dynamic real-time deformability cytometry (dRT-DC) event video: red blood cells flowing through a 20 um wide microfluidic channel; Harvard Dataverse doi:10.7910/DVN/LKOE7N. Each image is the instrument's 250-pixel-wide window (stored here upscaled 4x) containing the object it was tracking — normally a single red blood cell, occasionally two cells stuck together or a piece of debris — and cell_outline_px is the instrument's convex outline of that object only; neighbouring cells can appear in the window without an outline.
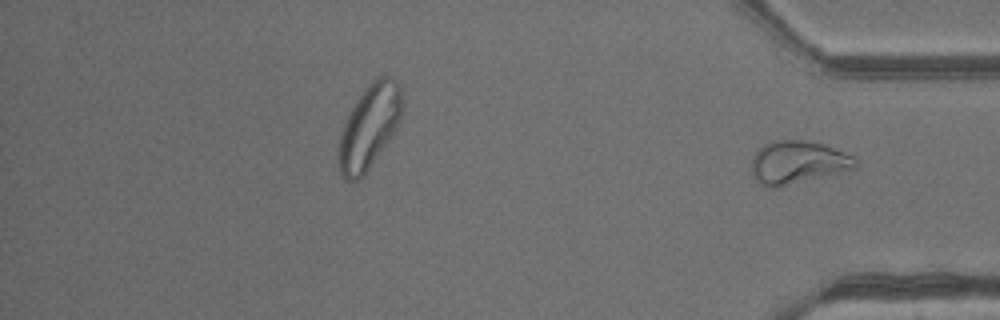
{"species": "common noctule bat (a hibernating species)", "species_latin": "Nyctalus noctula", "temperature_condition": "warm", "stored_images_in_passage": 37, "camera_frame_rate_fps": 3000, "um_per_image_px": 0.085, "animal": {"sex": "male", "body_mass_g": 13.3}, "frame": {"image": 1, "passage_image": 37, "time_ms": 12.0, "image_size_px": [1000, 320], "cell_outline_px": [[856, 168], [844, 172], [772, 188], [764, 188], [756, 180], [752, 172], [752, 156], [764, 144], [772, 140], [804, 140], [824, 144], [844, 152], [852, 156], [856, 160]], "centroid_in_image_um": [67.79, 13.8], "position_along_channel_um": 367.4, "area_um2": 26.01}, "authors_computed_cell_mechanics": {"area_um2": 27.9174, "velocity_mm_per_s": 4.7949, "shape_relaxation_time_tau1_ms": null, "shape_relaxation_time_tau2_ms": 2.4731, "deformation_change_tau1": null, "deformation_change_tau2": 0.0774}}